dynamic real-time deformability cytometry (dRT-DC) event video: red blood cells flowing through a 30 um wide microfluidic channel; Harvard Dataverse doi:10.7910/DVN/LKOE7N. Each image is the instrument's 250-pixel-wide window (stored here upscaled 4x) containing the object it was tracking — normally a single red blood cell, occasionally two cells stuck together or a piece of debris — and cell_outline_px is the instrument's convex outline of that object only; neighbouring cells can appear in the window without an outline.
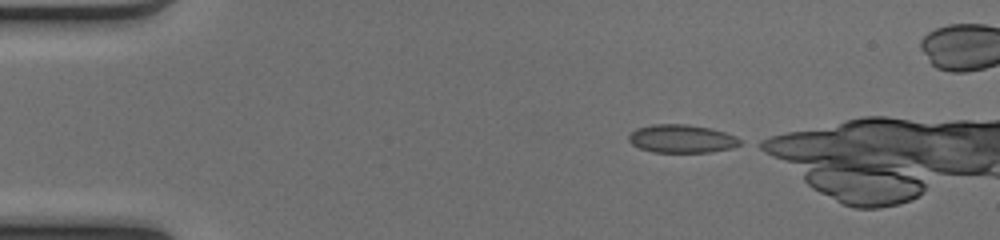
{"species": "common noctule bat (a hibernating species)", "species_latin": "Nyctalus noctula", "temperature_condition": "cold", "stored_images_in_passage": 8, "camera_frame_rate_fps": 3000, "um_per_image_px": 0.085, "animal": {"sex": "female", "body_mass_g": 17.0, "forearm_length_mm": 48.0}, "frame": {"image": 1, "passage_image": 1, "time_ms": 0.0, "image_size_px": [1000, 240], "cell_outline_px": [[744, 140], [740, 144], [732, 148], [712, 152], [652, 152], [640, 148], [632, 144], [628, 140], [628, 136], [636, 128], [652, 124], [688, 124], [712, 128], [736, 136]], "centroid_in_image_um": [57.97, 11.79], "position_along_channel_um": 27.0, "area_um2": 18.5}}